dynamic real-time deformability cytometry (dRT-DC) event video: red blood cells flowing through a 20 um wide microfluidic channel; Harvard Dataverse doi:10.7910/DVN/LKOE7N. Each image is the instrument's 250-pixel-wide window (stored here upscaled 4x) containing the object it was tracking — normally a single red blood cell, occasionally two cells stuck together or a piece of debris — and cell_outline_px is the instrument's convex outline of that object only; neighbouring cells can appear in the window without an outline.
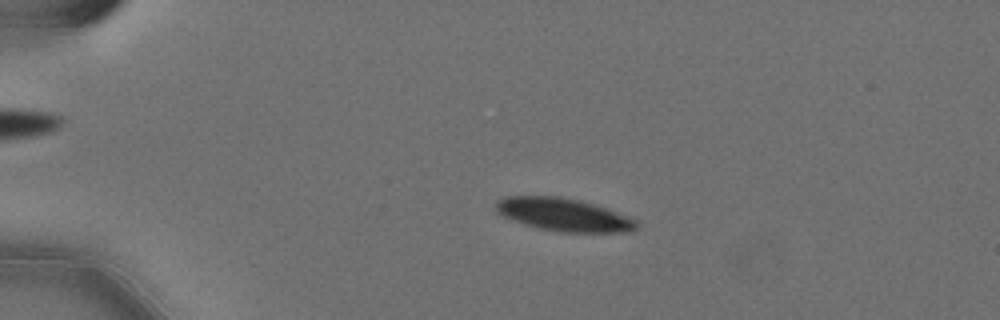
{"species": "Egyptian fruit bat (a non-hibernating species)", "species_latin": "Rousettus aegyptiacus", "temperature_condition": "cold", "stored_images_in_passage": 9, "camera_frame_rate_fps": 3000, "um_per_image_px": 0.085, "animal": {"sex": "female"}, "frame": {"image": 1, "passage_image": 2, "time_ms": 0.333, "image_size_px": [1000, 320], "cell_outline_px": [[640, 224], [636, 228], [628, 232], [560, 232], [540, 228], [524, 224], [512, 220], [496, 212], [496, 200], [504, 196], [560, 196], [592, 204], [616, 212], [636, 220]], "centroid_in_image_um": [47.87, 18.25], "position_along_channel_um": 37.1, "area_um2": 26.7}}